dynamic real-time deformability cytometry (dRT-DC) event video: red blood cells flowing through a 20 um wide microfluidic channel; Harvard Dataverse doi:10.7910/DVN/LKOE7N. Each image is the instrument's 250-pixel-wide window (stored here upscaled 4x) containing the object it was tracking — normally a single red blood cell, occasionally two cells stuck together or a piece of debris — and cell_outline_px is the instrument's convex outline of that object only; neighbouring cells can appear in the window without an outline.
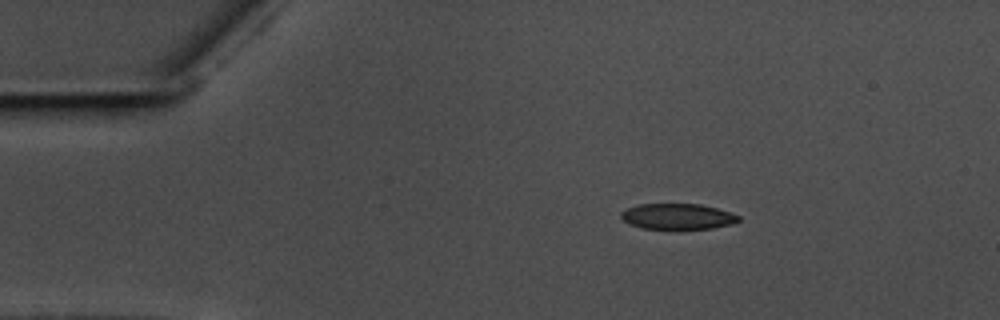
{"species": "common noctule bat (a hibernating species)", "species_latin": "Nyctalus noctula", "temperature_condition": "warm", "stored_images_in_passage": 48, "camera_frame_rate_fps": 3000, "um_per_image_px": 0.085, "animal": {"sex": "male", "body_mass_g": 17.5, "forearm_length_mm": 52.3}, "frame": {"image": 1, "passage_image": 1, "time_ms": 0.0, "image_size_px": [1000, 320], "cell_outline_px": [[740, 220], [732, 224], [712, 228], [640, 228], [628, 224], [620, 216], [620, 212], [628, 208], [640, 204], [700, 204], [716, 208], [740, 216]], "centroid_in_image_um": [57.57, 18.39], "position_along_channel_um": 27.4, "area_um2": 17.4}}
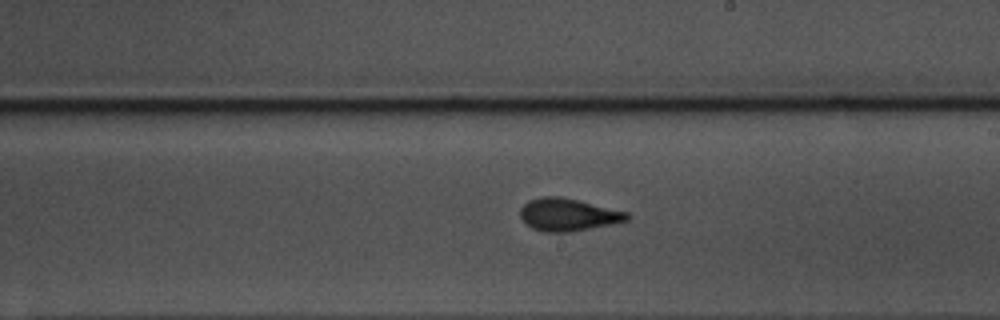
{"frame": {"image": 2, "passage_image": 24, "time_ms": 7.667, "image_size_px": [1000, 320], "cell_outline_px": [[628, 220], [612, 224], [572, 232], [544, 232], [532, 228], [520, 216], [520, 208], [528, 200], [540, 196], [560, 196], [628, 212]], "centroid_in_image_um": [48.26, 18.24], "position_along_channel_um": 240.7, "area_um2": 20.17}}
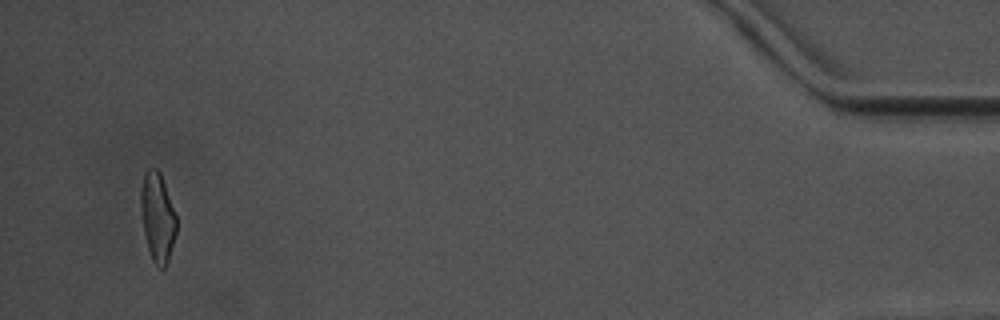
{"frame": {"image": 3, "passage_image": 46, "time_ms": 15.0, "image_size_px": [1000, 320], "cell_outline_px": [[176, 232], [168, 260], [164, 268], [160, 268], [152, 260], [148, 248], [144, 232], [140, 204], [140, 192], [144, 172], [148, 168], [156, 168], [160, 172], [176, 216]], "centroid_in_image_um": [13.37, 18.43], "position_along_channel_um": 421.8, "area_um2": 18.21}, "authors_computed_cell_mechanics": {"area_um2": 19.363, "velocity_mm_per_s": 3.5782, "shape_relaxation_time_tau1_ms": 5.5666, "shape_relaxation_time_tau2_ms": 1.0353, "deformation_change_tau1": 0.144, "deformation_change_tau2": 0.0677}}